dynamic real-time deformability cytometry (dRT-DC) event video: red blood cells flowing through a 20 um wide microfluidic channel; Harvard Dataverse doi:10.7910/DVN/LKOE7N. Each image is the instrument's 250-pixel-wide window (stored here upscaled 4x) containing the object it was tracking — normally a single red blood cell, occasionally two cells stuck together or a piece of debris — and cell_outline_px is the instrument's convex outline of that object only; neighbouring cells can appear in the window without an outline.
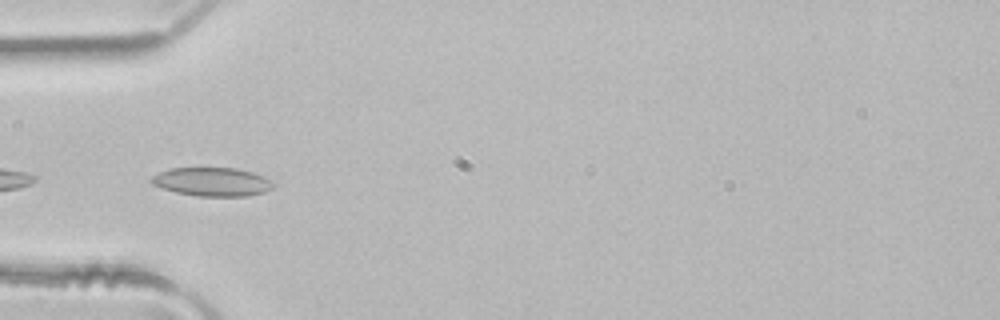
{"species": "common noctule bat (a hibernating species)", "species_latin": "Nyctalus noctula", "temperature_condition": "room temperature", "stored_images_in_passage": 22, "camera_frame_rate_fps": 3000, "um_per_image_px": 0.085, "animal": {"sex": "male", "body_mass_g": 21.5, "forearm_length_mm": 52.0}, "frame": {"image": 1, "passage_image": 16, "time_ms": 5.0, "image_size_px": [1000, 320], "cell_outline_px": [[272, 188], [264, 192], [248, 196], [196, 196], [176, 192], [152, 184], [148, 180], [152, 176], [168, 168], [236, 168], [252, 172], [264, 176], [272, 184]], "centroid_in_image_um": [18.0, 15.45], "position_along_channel_um": 67.0, "area_um2": 20.23}}